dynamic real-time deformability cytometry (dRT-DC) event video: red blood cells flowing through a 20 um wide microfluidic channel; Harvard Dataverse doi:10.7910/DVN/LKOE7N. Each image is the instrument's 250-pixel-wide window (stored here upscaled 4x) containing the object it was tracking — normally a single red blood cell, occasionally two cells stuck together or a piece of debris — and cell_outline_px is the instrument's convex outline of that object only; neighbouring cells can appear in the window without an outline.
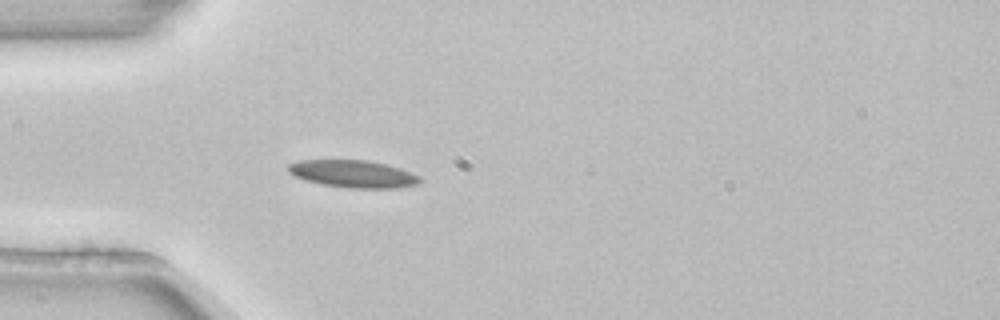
{"species": "common noctule bat (a hibernating species)", "species_latin": "Nyctalus noctula", "temperature_condition": "room temperature", "stored_images_in_passage": 2, "camera_frame_rate_fps": 3000, "um_per_image_px": 0.085, "animal": {"sex": "female", "body_mass_g": 22.7, "forearm_length_mm": 54.2}, "frame": {"image": 1, "passage_image": 2, "time_ms": 0.333, "image_size_px": [1000, 320], "cell_outline_px": [[420, 180], [416, 184], [392, 188], [348, 188], [324, 184], [304, 180], [288, 172], [288, 164], [300, 160], [368, 160], [388, 164], [400, 168], [420, 176]], "centroid_in_image_um": [30.0, 14.77], "position_along_channel_um": 55.0, "area_um2": 20.87}}